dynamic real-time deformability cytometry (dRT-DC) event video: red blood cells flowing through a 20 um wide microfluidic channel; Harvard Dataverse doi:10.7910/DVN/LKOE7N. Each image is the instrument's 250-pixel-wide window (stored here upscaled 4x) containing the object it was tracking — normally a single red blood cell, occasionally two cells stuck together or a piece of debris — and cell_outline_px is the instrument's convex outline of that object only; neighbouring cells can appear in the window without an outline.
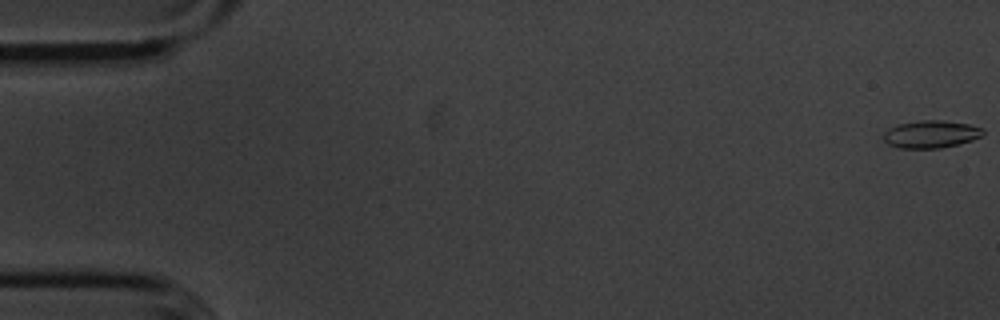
{"species": "common noctule bat (a hibernating species)", "species_latin": "Nyctalus noctula", "temperature_condition": "cold", "stored_images_in_passage": 56, "camera_frame_rate_fps": 3000, "um_per_image_px": 0.085, "animal": {"sex": "male", "body_mass_g": 20.1, "forearm_length_mm": 53.5}, "frame": {"image": 1, "passage_image": 1, "time_ms": 0.0, "image_size_px": [1000, 320], "cell_outline_px": [[984, 132], [980, 136], [972, 140], [940, 148], [900, 148], [888, 144], [884, 140], [884, 132], [888, 128], [900, 124], [920, 120], [944, 120], [968, 124], [984, 128]], "centroid_in_image_um": [79.13, 11.4], "position_along_channel_um": 5.9, "area_um2": 15.84}}
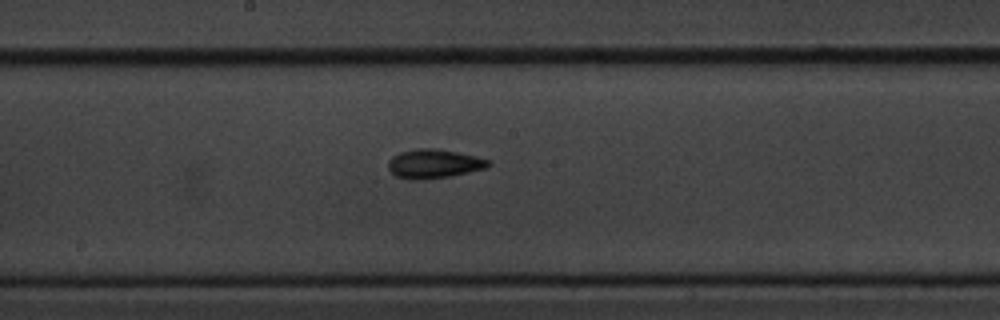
{"frame": {"image": 2, "passage_image": 30, "time_ms": 9.667, "image_size_px": [1000, 320], "cell_outline_px": [[492, 164], [484, 168], [468, 172], [448, 176], [420, 180], [408, 180], [396, 176], [388, 168], [388, 160], [392, 156], [400, 152], [416, 148], [440, 148], [476, 156], [488, 160]], "centroid_in_image_um": [36.84, 13.91], "position_along_channel_um": 211.4, "area_um2": 16.99}}
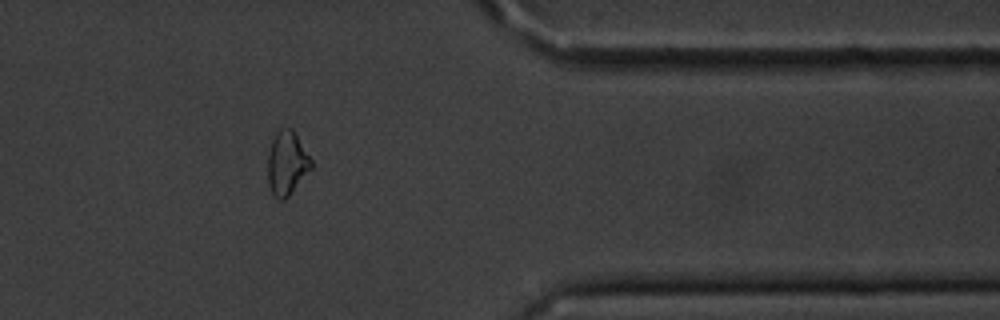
{"frame": {"image": 3, "passage_image": 46, "time_ms": 15.0, "image_size_px": [1000, 320], "cell_outline_px": [[312, 168], [288, 196], [284, 200], [276, 200], [268, 184], [268, 156], [272, 140], [276, 132], [280, 128], [292, 128], [312, 160]], "centroid_in_image_um": [24.38, 13.88], "position_along_channel_um": 387.0, "area_um2": 16.07}, "authors_computed_cell_mechanics": {"area_um2": 16.2129, "velocity_mm_per_s": 3.6097, "shape_relaxation_time_tau1_ms": 2.8245, "shape_relaxation_time_tau2_ms": 4.8746, "deformation_change_tau1": 0.1041, "deformation_change_tau2": 0.1211}}